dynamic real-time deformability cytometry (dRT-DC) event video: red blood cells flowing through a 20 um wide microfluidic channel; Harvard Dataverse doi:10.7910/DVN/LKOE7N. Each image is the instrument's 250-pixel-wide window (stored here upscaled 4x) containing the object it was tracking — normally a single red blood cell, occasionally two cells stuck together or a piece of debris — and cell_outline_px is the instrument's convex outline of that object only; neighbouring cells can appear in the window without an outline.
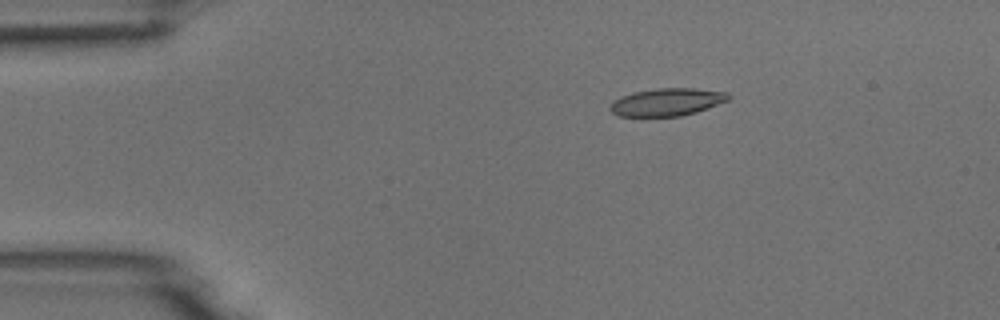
{"species": "common noctule bat (a hibernating species)", "species_latin": "Nyctalus noctula", "temperature_condition": "room temperature", "stored_images_in_passage": 3, "camera_frame_rate_fps": 3000, "um_per_image_px": 0.085, "animal": {"sex": "male", "body_mass_g": 18.8}, "frame": {"image": 1, "passage_image": 1, "time_ms": 0.0, "image_size_px": [1000, 320], "cell_outline_px": [[732, 96], [728, 100], [696, 112], [680, 116], [620, 116], [612, 112], [608, 108], [612, 100], [620, 96], [632, 92], [656, 88], [692, 88], [728, 92]], "centroid_in_image_um": [56.66, 8.66], "position_along_channel_um": 28.3, "area_um2": 19.13}}